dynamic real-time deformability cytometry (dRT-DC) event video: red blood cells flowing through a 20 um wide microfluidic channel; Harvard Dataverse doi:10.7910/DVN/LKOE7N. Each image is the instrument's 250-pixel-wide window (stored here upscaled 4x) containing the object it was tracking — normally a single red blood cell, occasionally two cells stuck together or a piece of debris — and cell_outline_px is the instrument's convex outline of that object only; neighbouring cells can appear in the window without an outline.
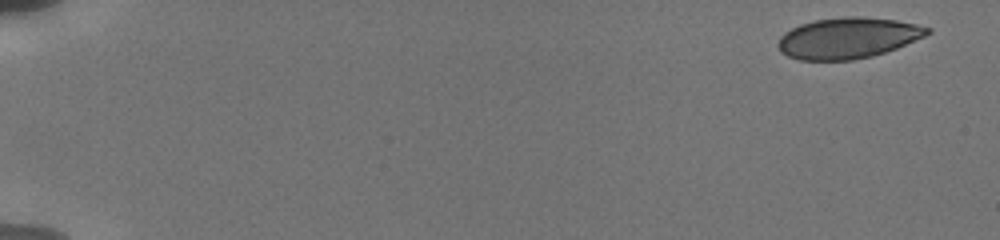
{"species": "human", "species_latin": "Homo sapiens", "temperature_condition": "cold", "stored_images_in_passage": 10, "camera_frame_rate_fps": 3000, "um_per_image_px": 0.085, "donor": {"sex": "male"}, "frame": {"image": 1, "passage_image": 1, "time_ms": 0.0, "image_size_px": [1000, 240], "cell_outline_px": [[932, 32], [924, 36], [896, 48], [872, 56], [852, 60], [800, 60], [788, 56], [780, 52], [776, 44], [780, 36], [784, 32], [800, 24], [816, 20], [844, 16], [860, 16], [896, 20], [916, 24], [932, 28]], "centroid_in_image_um": [72.05, 3.23], "position_along_channel_um": 13.0, "area_um2": 35.66}}
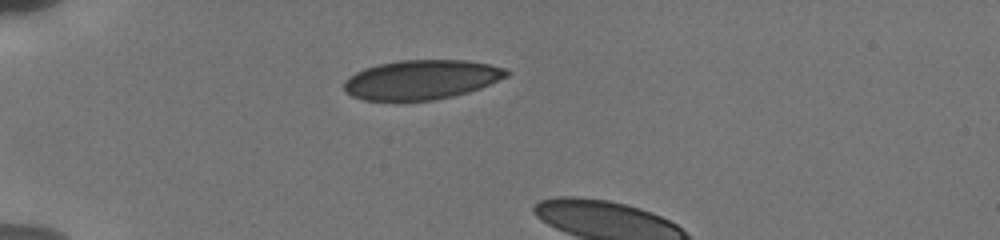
{"frame": {"image": 2, "passage_image": 7, "time_ms": 4.667, "image_size_px": [1000, 240], "cell_outline_px": [[512, 72], [508, 76], [480, 88], [468, 92], [452, 96], [432, 100], [364, 100], [352, 96], [344, 92], [344, 80], [356, 72], [364, 68], [380, 64], [400, 60], [468, 60], [508, 68]], "centroid_in_image_um": [35.84, 6.76], "position_along_channel_um": 49.2, "area_um2": 37.4}}